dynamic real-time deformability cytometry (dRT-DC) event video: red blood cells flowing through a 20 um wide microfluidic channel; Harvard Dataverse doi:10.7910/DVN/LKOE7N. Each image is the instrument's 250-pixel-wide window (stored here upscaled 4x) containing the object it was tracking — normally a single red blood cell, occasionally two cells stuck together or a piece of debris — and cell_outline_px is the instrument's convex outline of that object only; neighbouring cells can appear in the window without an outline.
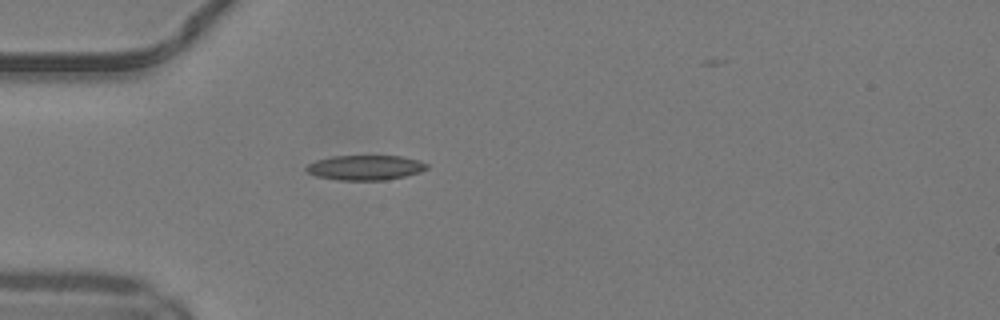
{"species": "common noctule bat (a hibernating species)", "species_latin": "Nyctalus noctula", "temperature_condition": "warm", "stored_images_in_passage": 7, "camera_frame_rate_fps": 3000, "um_per_image_px": 0.085, "animal": {"sex": "male", "body_mass_g": 19.2, "forearm_length_mm": 51.8}, "frame": {"image": 1, "passage_image": 1, "time_ms": 0.0, "image_size_px": [1000, 320], "cell_outline_px": [[428, 168], [420, 172], [404, 176], [384, 180], [336, 180], [316, 176], [308, 172], [304, 168], [308, 164], [316, 160], [332, 156], [404, 156], [420, 160], [428, 164]], "centroid_in_image_um": [31.05, 14.24], "position_along_channel_um": 53.9, "area_um2": 17.57}}
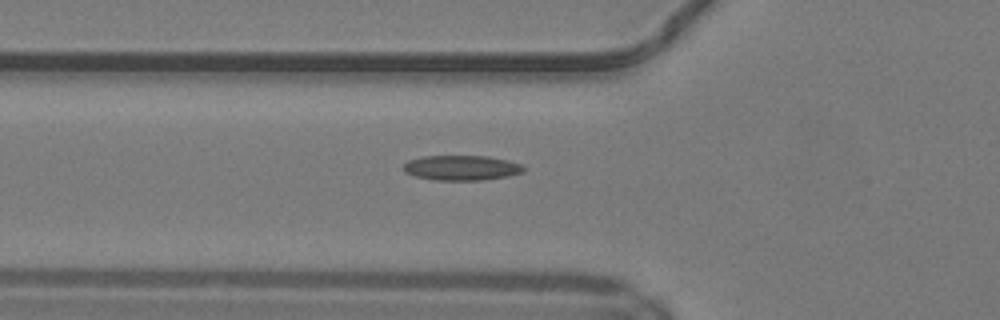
{"frame": {"image": 2, "passage_image": 4, "time_ms": 1.0, "image_size_px": [1000, 320], "cell_outline_px": [[524, 172], [508, 176], [484, 180], [436, 180], [416, 176], [404, 172], [404, 164], [408, 160], [424, 156], [488, 156], [508, 160], [520, 164], [524, 168]], "centroid_in_image_um": [39.24, 14.26], "position_along_channel_um": 86.6, "area_um2": 17.46}}
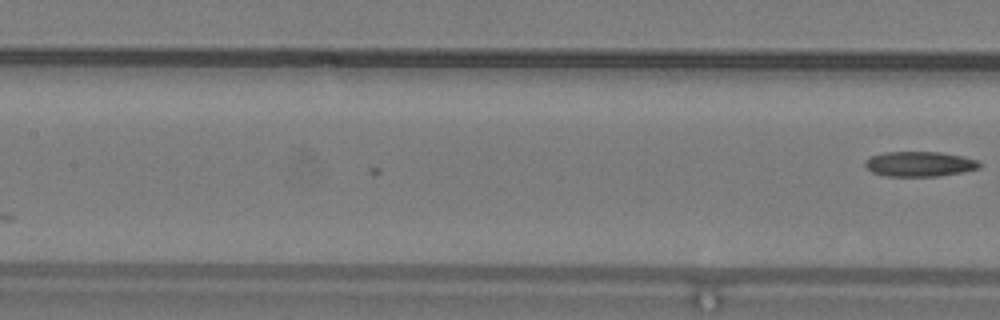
{"frame": {"image": 3, "passage_image": 7, "time_ms": 2.0, "image_size_px": [1000, 320], "cell_outline_px": [[980, 168], [964, 172], [940, 176], [888, 176], [872, 172], [864, 164], [864, 160], [872, 156], [884, 152], [940, 152], [964, 156], [976, 160], [980, 164]], "centroid_in_image_um": [78.18, 13.94], "position_along_channel_um": 129.2, "area_um2": 16.7}}